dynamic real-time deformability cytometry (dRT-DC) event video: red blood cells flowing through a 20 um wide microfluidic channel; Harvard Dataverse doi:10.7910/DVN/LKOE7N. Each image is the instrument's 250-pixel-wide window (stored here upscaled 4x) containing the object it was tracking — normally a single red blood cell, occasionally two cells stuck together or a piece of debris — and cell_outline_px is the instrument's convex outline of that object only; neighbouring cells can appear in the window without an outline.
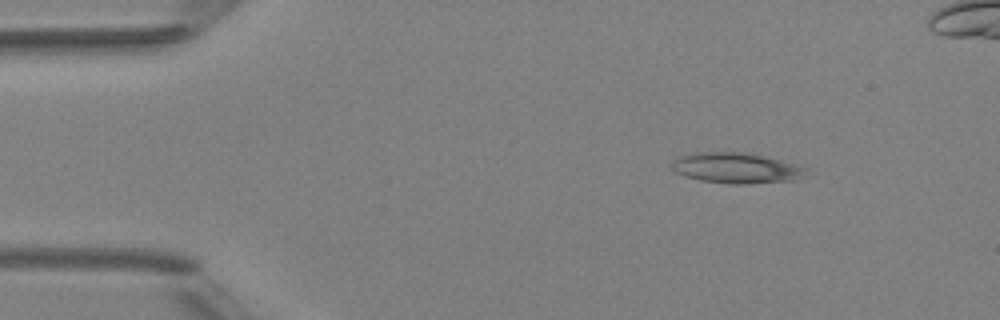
{"species": "Egyptian fruit bat (a non-hibernating species)", "species_latin": "Rousettus aegyptiacus", "temperature_condition": "room temperature", "stored_images_in_passage": 4, "camera_frame_rate_fps": 3000, "um_per_image_px": 0.085, "animal": {"sex": "female"}, "frame": {"image": 1, "passage_image": 1, "time_ms": 0.0, "image_size_px": [1000, 320], "cell_outline_px": [[808, 168], [804, 176], [792, 180], [748, 184], [732, 184], [700, 180], [684, 176], [676, 172], [672, 168], [672, 160], [676, 156], [696, 152], [744, 152], [764, 156]], "centroid_in_image_um": [62.52, 14.28], "position_along_channel_um": 22.5, "area_um2": 23.87}}